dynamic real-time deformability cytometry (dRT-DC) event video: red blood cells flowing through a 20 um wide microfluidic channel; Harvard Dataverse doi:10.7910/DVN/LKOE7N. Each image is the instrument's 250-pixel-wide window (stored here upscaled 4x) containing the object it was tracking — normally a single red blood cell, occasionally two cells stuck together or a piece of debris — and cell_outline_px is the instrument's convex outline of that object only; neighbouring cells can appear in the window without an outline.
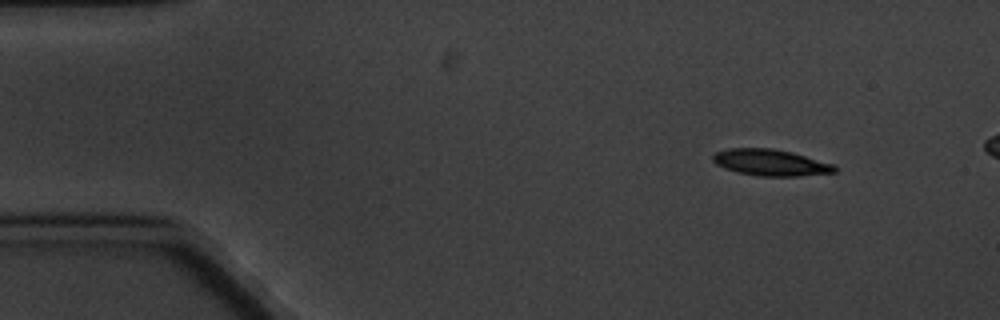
{"species": "common noctule bat (a hibernating species)", "species_latin": "Nyctalus noctula", "temperature_condition": "cold", "stored_images_in_passage": 4, "camera_frame_rate_fps": 3000, "um_per_image_px": 0.085, "animal": {"sex": "male", "body_mass_g": 20.1, "forearm_length_mm": 53.5}, "frame": {"image": 1, "passage_image": 1, "time_ms": 0.0, "image_size_px": [1000, 320], "cell_outline_px": [[836, 172], [800, 176], [760, 176], [736, 172], [716, 164], [712, 160], [712, 156], [716, 152], [728, 148], [772, 148], [792, 152], [836, 164]], "centroid_in_image_um": [65.53, 13.81], "position_along_channel_um": 19.5, "area_um2": 18.84}}